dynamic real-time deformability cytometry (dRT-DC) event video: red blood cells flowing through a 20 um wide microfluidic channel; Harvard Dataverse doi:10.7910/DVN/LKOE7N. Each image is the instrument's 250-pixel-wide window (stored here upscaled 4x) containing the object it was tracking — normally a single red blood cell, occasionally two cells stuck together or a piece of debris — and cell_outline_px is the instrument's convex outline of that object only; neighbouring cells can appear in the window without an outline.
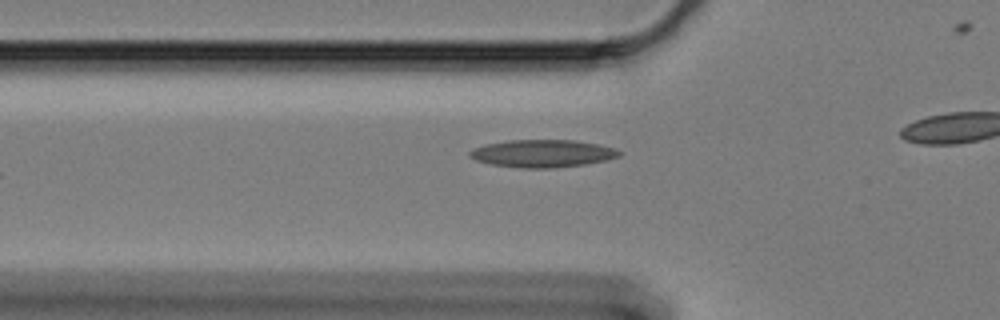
{"species": "Egyptian fruit bat (a non-hibernating species)", "species_latin": "Rousettus aegyptiacus", "temperature_condition": "cold", "stored_images_in_passage": 22, "camera_frame_rate_fps": 3000, "um_per_image_px": 0.085, "animal": {"sex": "female"}, "frame": {"image": 1, "passage_image": 15, "time_ms": 4.667, "image_size_px": [1000, 320], "cell_outline_px": [[624, 152], [620, 156], [604, 160], [584, 164], [552, 168], [520, 168], [492, 164], [476, 160], [468, 156], [468, 152], [472, 148], [484, 144], [508, 140], [576, 140], [616, 148]], "centroid_in_image_um": [46.09, 13.04], "position_along_channel_um": 79.7, "area_um2": 24.1}}
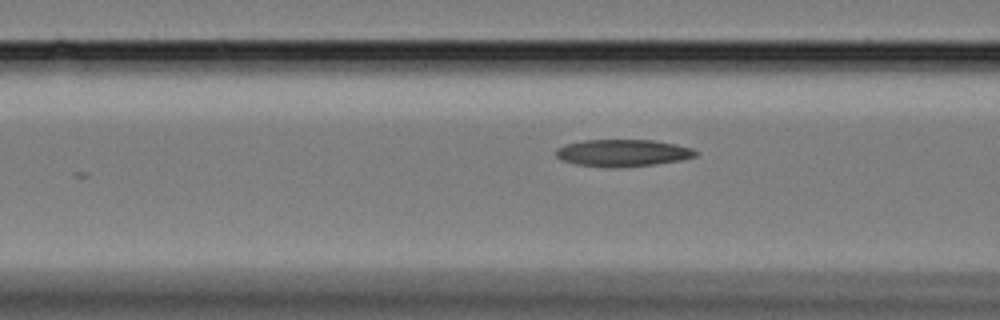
{"frame": {"image": 2, "passage_image": 18, "time_ms": 5.667, "image_size_px": [1000, 320], "cell_outline_px": [[700, 152], [696, 156], [684, 160], [656, 164], [616, 168], [608, 168], [576, 164], [560, 160], [556, 156], [556, 148], [564, 144], [584, 140], [656, 140], [676, 144], [692, 148]], "centroid_in_image_um": [52.95, 13.0], "position_along_channel_um": 113.6, "area_um2": 22.43}}